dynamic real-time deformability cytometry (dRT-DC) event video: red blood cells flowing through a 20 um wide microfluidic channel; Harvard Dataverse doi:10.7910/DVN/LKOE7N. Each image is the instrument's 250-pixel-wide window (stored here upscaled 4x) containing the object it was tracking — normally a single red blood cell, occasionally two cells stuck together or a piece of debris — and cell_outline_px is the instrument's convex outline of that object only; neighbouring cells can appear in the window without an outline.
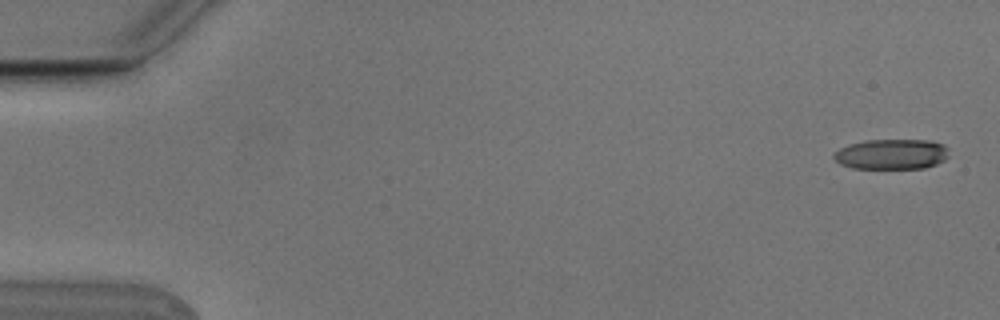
{"species": "Egyptian fruit bat (a non-hibernating species)", "species_latin": "Rousettus aegyptiacus", "temperature_condition": "cold", "stored_images_in_passage": 10, "camera_frame_rate_fps": 3000, "um_per_image_px": 0.085, "animal": {"sex": "male"}, "frame": {"image": 1, "passage_image": 1, "time_ms": 0.0, "image_size_px": [1000, 320], "cell_outline_px": [[948, 156], [944, 160], [936, 164], [924, 168], [852, 168], [840, 164], [832, 156], [840, 148], [848, 144], [864, 140], [932, 140], [944, 144], [948, 148]], "centroid_in_image_um": [75.8, 13.09], "position_along_channel_um": 9.2, "area_um2": 20.4}}
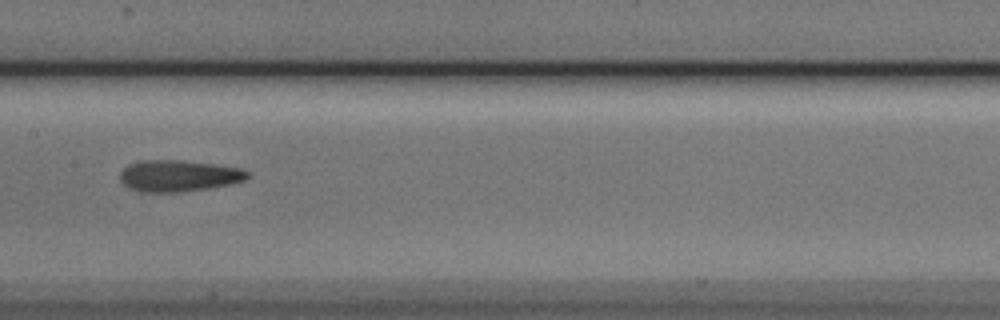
{"frame": {"image": 2, "passage_image": 8, "time_ms": 2.333, "image_size_px": [1000, 320], "cell_outline_px": [[252, 172], [244, 180], [228, 184], [208, 188], [180, 192], [140, 192], [128, 188], [120, 180], [120, 172], [128, 164], [140, 160], [180, 160], [216, 164], [240, 168]], "centroid_in_image_um": [15.16, 14.94], "position_along_channel_um": 192.2, "area_um2": 23.47}}
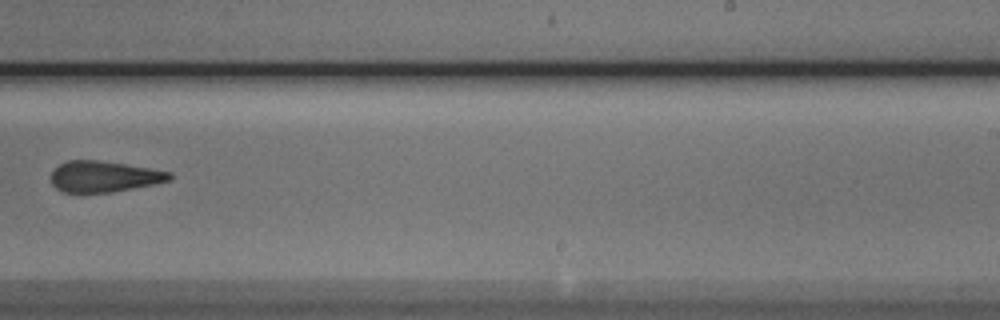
{"frame": {"image": 3, "passage_image": 10, "time_ms": 3.0, "image_size_px": [1000, 320], "cell_outline_px": [[172, 180], [112, 192], [60, 192], [52, 184], [52, 172], [60, 164], [68, 160], [96, 160], [124, 164], [172, 172]], "centroid_in_image_um": [8.83, 15.0], "position_along_channel_um": 280.2, "area_um2": 21.15}}